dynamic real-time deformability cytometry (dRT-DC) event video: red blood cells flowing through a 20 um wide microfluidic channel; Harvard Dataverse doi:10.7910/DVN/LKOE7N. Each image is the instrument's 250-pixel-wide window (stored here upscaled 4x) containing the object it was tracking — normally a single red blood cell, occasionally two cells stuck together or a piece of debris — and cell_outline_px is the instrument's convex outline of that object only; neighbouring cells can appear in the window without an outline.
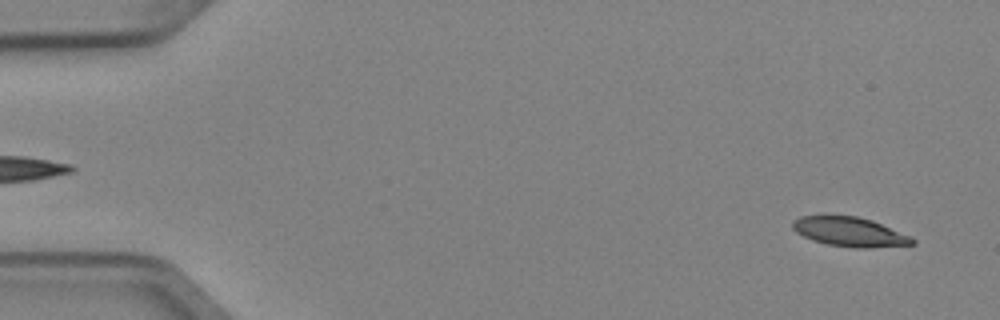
{"species": "Egyptian fruit bat (a non-hibernating species)", "species_latin": "Rousettus aegyptiacus", "temperature_condition": "cold", "stored_images_in_passage": 5, "segment_of_instrument_passage": [2, 2], "camera_frame_rate_fps": 3000, "um_per_image_px": 0.085, "animal": {"sex": "female"}, "frame": {"image": 1, "passage_image": 5, "time_ms": 1.333, "image_size_px": [1000, 320], "cell_outline_px": [[916, 244], [868, 248], [856, 248], [828, 244], [812, 240], [796, 232], [792, 228], [792, 220], [800, 216], [828, 212], [856, 216], [872, 220], [908, 236], [916, 240]], "centroid_in_image_um": [72.13, 19.65], "position_along_channel_um": 12.9, "area_um2": 21.04}}